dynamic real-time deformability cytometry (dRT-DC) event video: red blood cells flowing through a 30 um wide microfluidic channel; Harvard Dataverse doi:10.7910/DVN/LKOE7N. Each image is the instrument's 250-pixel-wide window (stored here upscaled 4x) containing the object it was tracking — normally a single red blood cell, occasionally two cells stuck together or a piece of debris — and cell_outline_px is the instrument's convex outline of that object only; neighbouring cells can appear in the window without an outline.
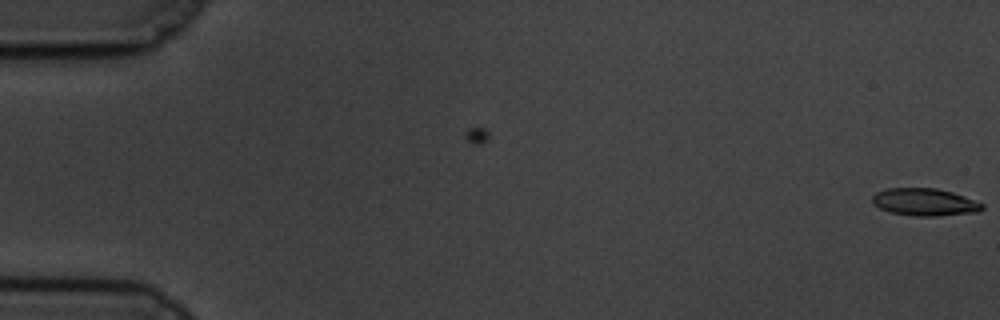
{"species": "common noctule bat (a hibernating species)", "species_latin": "Nyctalus noctula", "temperature_condition": "cold", "stored_images_in_passage": 6, "camera_frame_rate_fps": 3000, "um_per_image_px": 0.085, "animal": {"sex": "male", "body_mass_g": 19.5, "forearm_length_mm": 54.6}, "frame": {"image": 1, "passage_image": 6, "time_ms": 1.667, "image_size_px": [1000, 320], "cell_outline_px": [[984, 208], [980, 212], [936, 216], [912, 216], [892, 212], [880, 208], [872, 204], [872, 196], [876, 192], [888, 188], [936, 188], [952, 192], [964, 196], [984, 204]], "centroid_in_image_um": [78.61, 17.18], "position_along_channel_um": 6.4, "area_um2": 17.63}}